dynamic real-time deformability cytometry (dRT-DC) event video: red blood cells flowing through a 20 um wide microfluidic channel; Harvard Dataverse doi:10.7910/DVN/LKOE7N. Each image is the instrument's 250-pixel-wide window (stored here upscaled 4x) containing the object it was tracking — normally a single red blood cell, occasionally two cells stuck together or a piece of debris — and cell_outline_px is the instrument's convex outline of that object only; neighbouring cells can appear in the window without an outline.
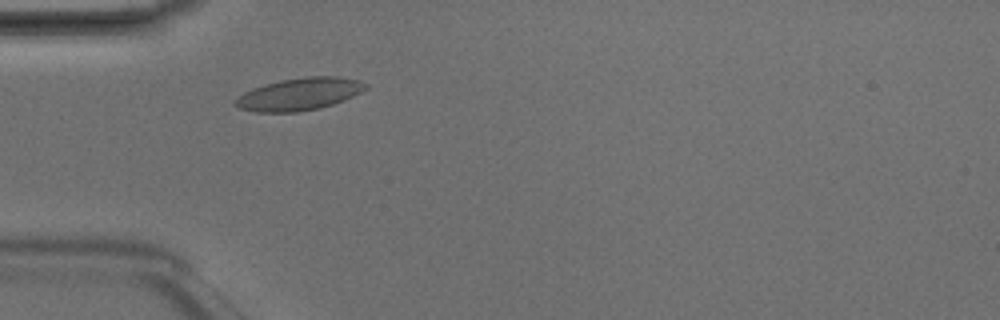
{"species": "Egyptian fruit bat (a non-hibernating species)", "species_latin": "Rousettus aegyptiacus", "temperature_condition": "room temperature", "stored_images_in_passage": 1, "camera_frame_rate_fps": 3000, "um_per_image_px": 0.085, "animal": {"sex": "male"}, "frame": {"image": 1, "passage_image": 1, "time_ms": 0.0, "image_size_px": [1000, 320], "cell_outline_px": [[368, 88], [344, 100], [320, 108], [300, 112], [256, 112], [236, 108], [232, 104], [232, 100], [236, 96], [252, 88], [264, 84], [280, 80], [304, 76], [336, 76], [360, 80], [368, 84]], "centroid_in_image_um": [25.38, 8.0], "position_along_channel_um": 59.6, "area_um2": 25.03}}